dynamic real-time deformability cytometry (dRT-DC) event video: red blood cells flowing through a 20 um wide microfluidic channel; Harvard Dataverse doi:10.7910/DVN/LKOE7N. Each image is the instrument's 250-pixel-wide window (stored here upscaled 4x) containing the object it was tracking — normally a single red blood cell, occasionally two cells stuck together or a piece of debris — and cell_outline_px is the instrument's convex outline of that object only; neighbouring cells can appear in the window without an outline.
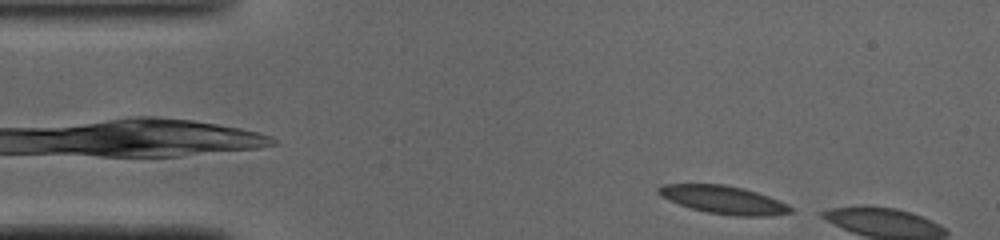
{"species": "common noctule bat (a hibernating species)", "species_latin": "Nyctalus noctula", "temperature_condition": "cold", "stored_images_in_passage": 4, "camera_frame_rate_fps": 3000, "um_per_image_px": 0.085, "animal": {"sex": "male", "body_mass_g": 19.0, "forearm_length_mm": 50.8}, "frame": {"image": 1, "passage_image": 1, "time_ms": 0.0, "image_size_px": [1000, 240], "cell_outline_px": [[792, 212], [768, 216], [736, 216], [708, 212], [692, 208], [668, 200], [660, 196], [656, 192], [656, 188], [664, 184], [724, 184], [744, 188], [768, 196], [788, 204], [792, 208]], "centroid_in_image_um": [61.48, 16.97], "position_along_channel_um": 23.5, "area_um2": 21.5}}